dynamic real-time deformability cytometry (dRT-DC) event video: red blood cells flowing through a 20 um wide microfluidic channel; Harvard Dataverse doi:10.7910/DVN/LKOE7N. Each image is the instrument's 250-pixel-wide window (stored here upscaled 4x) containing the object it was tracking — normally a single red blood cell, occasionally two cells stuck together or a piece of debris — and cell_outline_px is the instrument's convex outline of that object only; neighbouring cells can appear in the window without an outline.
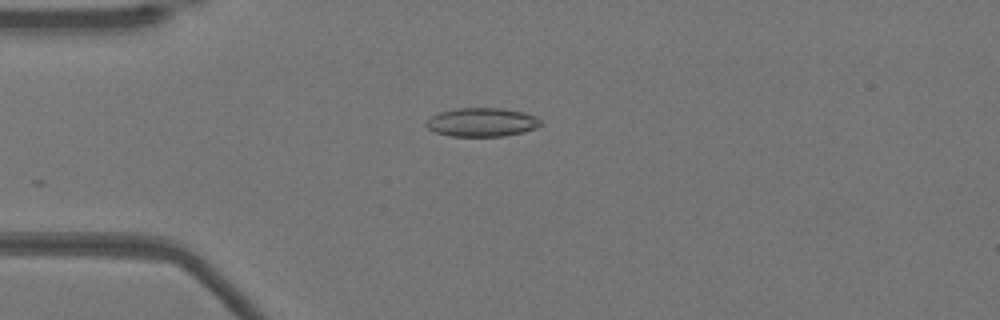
{"species": "Egyptian fruit bat (a non-hibernating species)", "species_latin": "Rousettus aegyptiacus", "temperature_condition": "warm", "stored_images_in_passage": 18, "camera_frame_rate_fps": 3000, "um_per_image_px": 0.085, "animal": {"sex": "female"}, "frame": {"image": 1, "passage_image": 2, "time_ms": 0.333, "image_size_px": [1000, 320], "cell_outline_px": [[544, 124], [536, 128], [524, 132], [504, 136], [452, 136], [436, 132], [428, 128], [424, 124], [432, 116], [440, 112], [456, 108], [500, 108], [524, 112], [536, 116]], "centroid_in_image_um": [41.0, 10.39], "position_along_channel_um": 44.0, "area_um2": 19.19}}
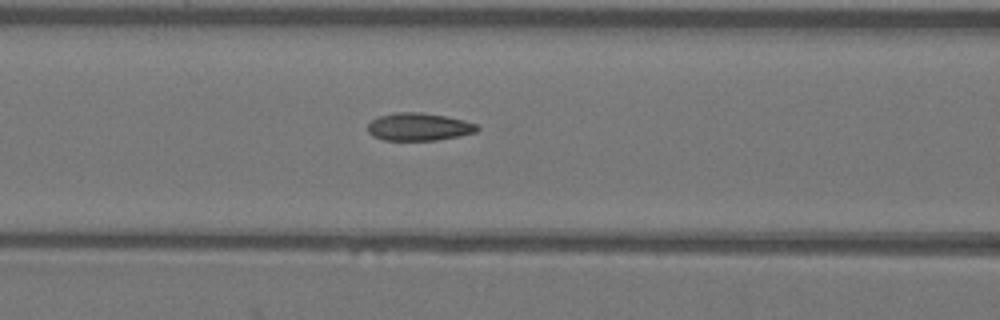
{"frame": {"image": 2, "passage_image": 10, "time_ms": 3.0, "image_size_px": [1000, 320], "cell_outline_px": [[480, 128], [476, 132], [460, 136], [436, 140], [384, 140], [372, 136], [368, 132], [368, 124], [372, 120], [380, 116], [396, 112], [420, 112], [444, 116], [464, 120], [476, 124]], "centroid_in_image_um": [35.6, 10.78], "position_along_channel_um": 131.0, "area_um2": 17.63}}
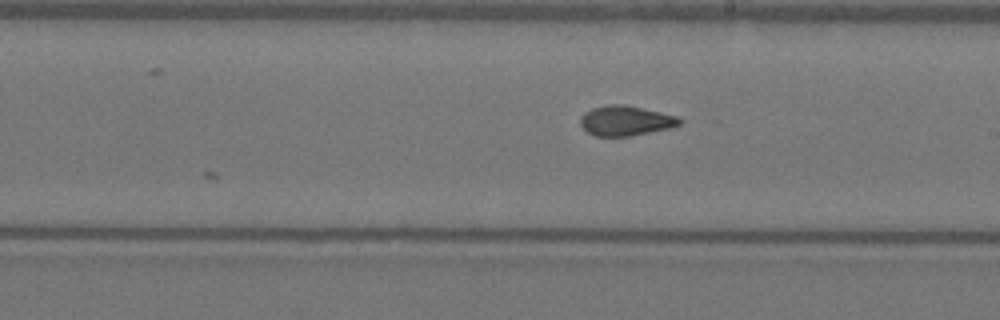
{"frame": {"image": 3, "passage_image": 18, "time_ms": 5.667, "image_size_px": [1000, 320], "cell_outline_px": [[680, 124], [668, 128], [632, 136], [596, 136], [588, 132], [580, 124], [580, 116], [584, 112], [592, 108], [608, 104], [624, 104], [676, 116], [680, 120]], "centroid_in_image_um": [53.12, 10.26], "position_along_channel_um": 235.9, "area_um2": 17.11}}